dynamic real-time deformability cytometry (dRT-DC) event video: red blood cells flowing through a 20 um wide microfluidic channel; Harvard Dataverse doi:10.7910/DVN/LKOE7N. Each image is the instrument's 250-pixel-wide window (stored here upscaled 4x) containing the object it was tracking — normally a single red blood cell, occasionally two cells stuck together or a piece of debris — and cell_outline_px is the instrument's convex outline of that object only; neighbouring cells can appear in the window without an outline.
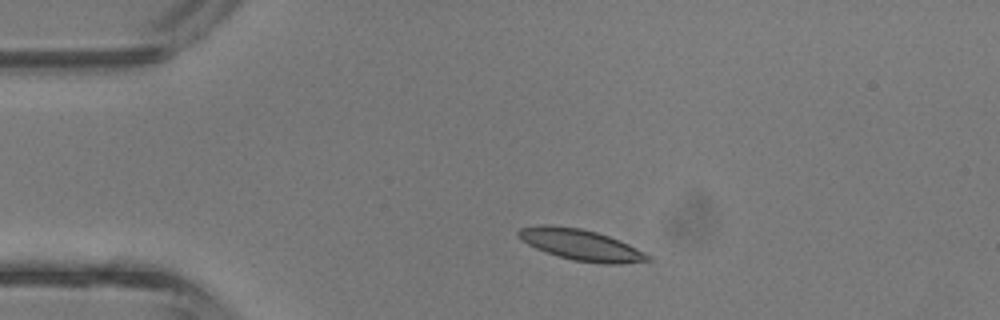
{"species": "common noctule bat (a hibernating species)", "species_latin": "Nyctalus noctula", "temperature_condition": "room temperature", "stored_images_in_passage": 2, "camera_frame_rate_fps": 3000, "um_per_image_px": 0.085, "animal": {"sex": "male", "body_mass_g": 13.3}, "frame": {"image": 1, "passage_image": 1, "time_ms": 0.0, "image_size_px": [1000, 320], "cell_outline_px": [[652, 260], [620, 264], [604, 264], [572, 260], [536, 248], [520, 240], [516, 236], [516, 232], [520, 228], [540, 224], [548, 224], [580, 228], [596, 232], [620, 240], [652, 256]], "centroid_in_image_um": [49.36, 20.8], "position_along_channel_um": 35.6, "area_um2": 23.47}}